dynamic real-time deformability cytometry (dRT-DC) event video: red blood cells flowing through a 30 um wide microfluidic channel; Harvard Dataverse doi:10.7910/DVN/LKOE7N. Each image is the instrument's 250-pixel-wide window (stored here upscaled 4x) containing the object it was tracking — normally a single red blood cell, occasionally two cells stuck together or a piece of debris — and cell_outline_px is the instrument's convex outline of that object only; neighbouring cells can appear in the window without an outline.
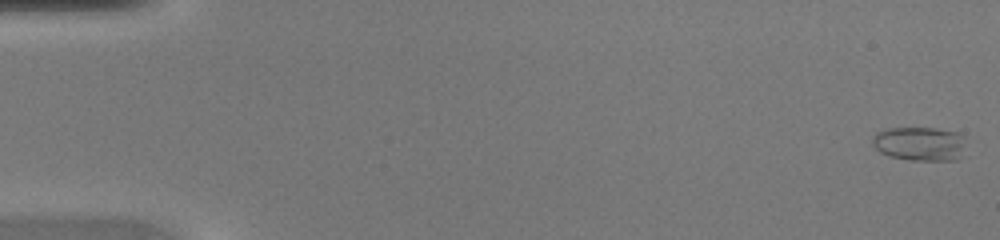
{"species": "common noctule bat (a hibernating species)", "species_latin": "Nyctalus noctula", "temperature_condition": "warm", "stored_images_in_passage": 28, "camera_frame_rate_fps": 3000, "um_per_image_px": 0.085, "animal": {"sex": "female", "body_mass_g": 20.0, "forearm_length_mm": 54.0}, "frame": {"image": 1, "passage_image": 1, "time_ms": 0.0, "image_size_px": [1000, 240], "cell_outline_px": [[964, 136], [956, 160], [908, 160], [888, 156], [880, 152], [872, 144], [872, 136], [876, 132], [888, 128], [936, 128], [956, 132]], "centroid_in_image_um": [78.07, 12.2], "position_along_channel_um": 6.9, "area_um2": 18.26}}
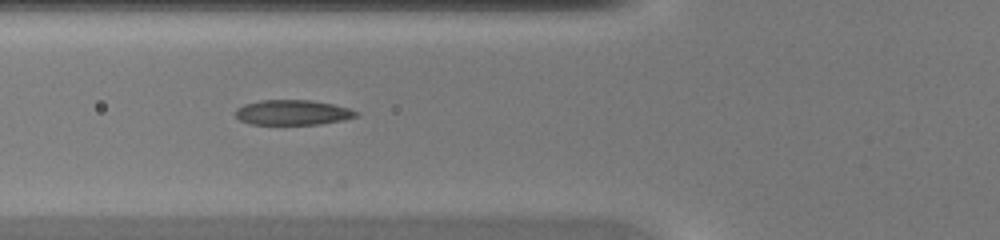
{"frame": {"image": 2, "passage_image": 18, "time_ms": 5.667, "image_size_px": [1000, 240], "cell_outline_px": [[360, 116], [344, 120], [320, 124], [248, 124], [240, 120], [236, 116], [236, 108], [244, 104], [260, 100], [312, 100], [332, 104], [348, 108], [360, 112]], "centroid_in_image_um": [24.9, 9.56], "position_along_channel_um": 100.9, "area_um2": 17.74}}
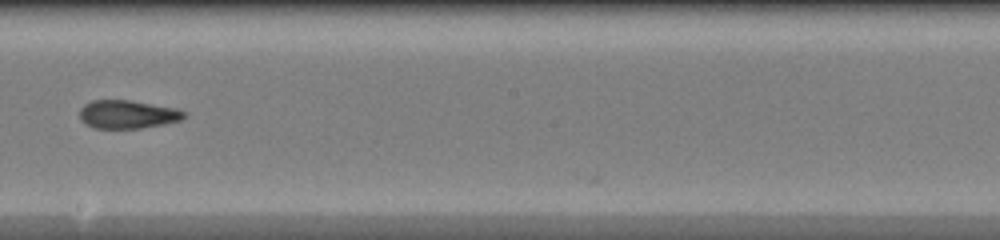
{"frame": {"image": 3, "passage_image": 27, "time_ms": 8.667, "image_size_px": [1000, 240], "cell_outline_px": [[188, 116], [180, 120], [164, 124], [140, 128], [92, 128], [84, 124], [80, 120], [80, 108], [84, 104], [92, 100], [128, 100], [176, 108], [188, 112]], "centroid_in_image_um": [10.84, 9.72], "position_along_channel_um": 237.4, "area_um2": 17.4}}